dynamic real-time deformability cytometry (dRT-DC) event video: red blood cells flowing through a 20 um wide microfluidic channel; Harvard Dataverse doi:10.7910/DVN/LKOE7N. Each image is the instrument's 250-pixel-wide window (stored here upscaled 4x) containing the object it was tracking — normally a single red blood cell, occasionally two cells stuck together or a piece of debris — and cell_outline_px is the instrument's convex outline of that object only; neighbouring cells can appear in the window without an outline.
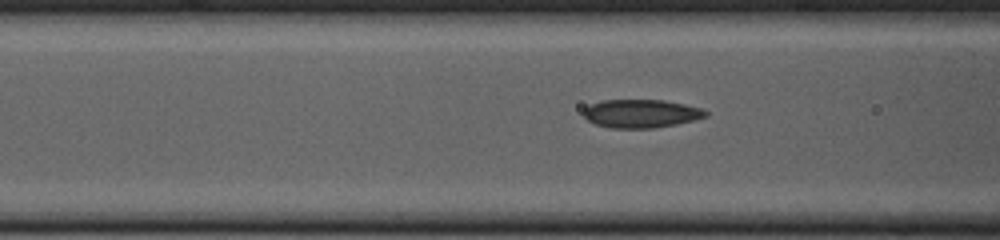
{"species": "common noctule bat (a hibernating species)", "species_latin": "Nyctalus noctula", "temperature_condition": "cold", "stored_images_in_passage": 23, "camera_frame_rate_fps": 3000, "um_per_image_px": 0.085, "animal": {"sex": "female", "body_mass_g": 23.0, "forearm_length_mm": 53.4}, "frame": {"image": 1, "passage_image": 17, "time_ms": 5.333, "image_size_px": [1000, 240], "cell_outline_px": [[708, 116], [696, 120], [676, 124], [652, 128], [612, 128], [596, 124], [588, 120], [584, 116], [584, 108], [600, 100], [664, 100], [704, 108], [708, 112]], "centroid_in_image_um": [54.54, 9.65], "position_along_channel_um": 112.1, "area_um2": 20.23}}